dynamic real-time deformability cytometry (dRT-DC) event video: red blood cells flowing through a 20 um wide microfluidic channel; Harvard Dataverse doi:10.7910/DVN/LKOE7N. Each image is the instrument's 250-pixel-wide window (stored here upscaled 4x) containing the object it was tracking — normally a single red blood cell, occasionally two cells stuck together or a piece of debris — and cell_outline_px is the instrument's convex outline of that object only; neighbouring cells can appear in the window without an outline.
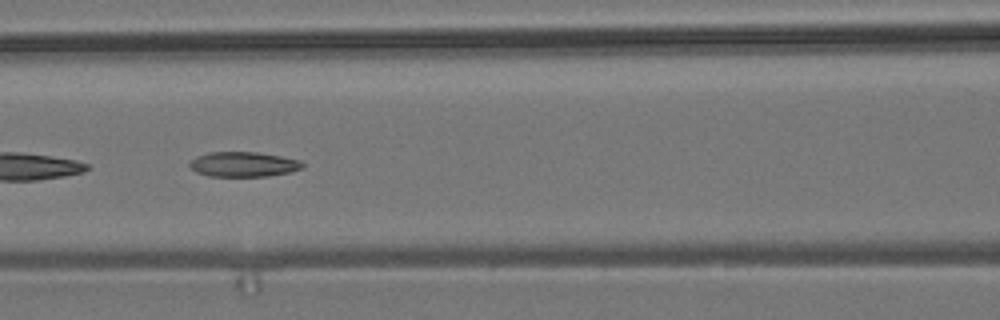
{"species": "common noctule bat (a hibernating species)", "species_latin": "Nyctalus noctula", "temperature_condition": "room temperature", "stored_images_in_passage": 8, "camera_frame_rate_fps": 3000, "um_per_image_px": 0.085, "animal": {"sex": "male", "body_mass_g": 19.2, "forearm_length_mm": 51.8}, "frame": {"image": 1, "passage_image": 7, "time_ms": 2.0, "image_size_px": [1000, 320], "cell_outline_px": [[304, 168], [288, 172], [268, 176], [208, 176], [196, 172], [188, 164], [196, 156], [208, 152], [256, 152], [280, 156], [300, 160], [304, 164]], "centroid_in_image_um": [20.68, 13.96], "position_along_channel_um": 145.9, "area_um2": 16.36}}
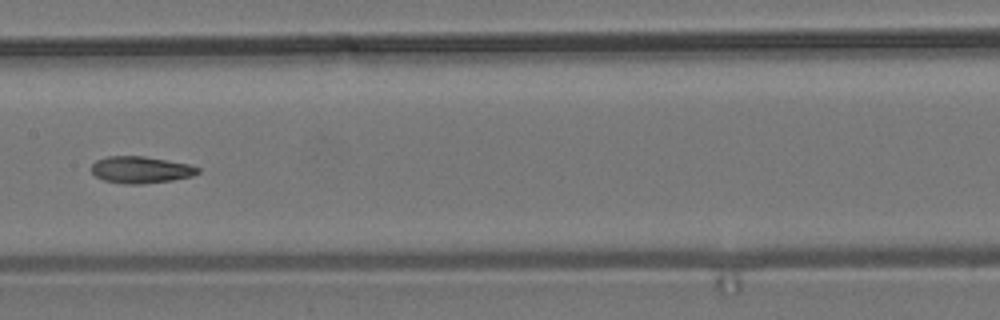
{"frame": {"image": 2, "passage_image": 8, "time_ms": 2.333, "image_size_px": [1000, 320], "cell_outline_px": [[200, 172], [192, 176], [172, 180], [140, 184], [124, 184], [104, 180], [96, 176], [92, 172], [92, 164], [96, 160], [108, 156], [144, 156], [188, 164], [200, 168]], "centroid_in_image_um": [11.96, 14.43], "position_along_channel_um": 195.4, "area_um2": 16.53}}